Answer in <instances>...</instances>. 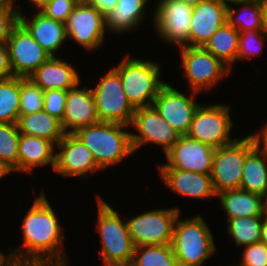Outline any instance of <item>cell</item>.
Instances as JSON below:
<instances>
[{"mask_svg": "<svg viewBox=\"0 0 267 266\" xmlns=\"http://www.w3.org/2000/svg\"><path fill=\"white\" fill-rule=\"evenodd\" d=\"M264 209H265V214H267V192L264 196Z\"/></svg>", "mask_w": 267, "mask_h": 266, "instance_id": "f5cc1de1", "label": "cell"}, {"mask_svg": "<svg viewBox=\"0 0 267 266\" xmlns=\"http://www.w3.org/2000/svg\"><path fill=\"white\" fill-rule=\"evenodd\" d=\"M19 22L50 56H56V52L68 38L64 22L46 17L40 11L35 12L30 19L20 11Z\"/></svg>", "mask_w": 267, "mask_h": 266, "instance_id": "44dd1931", "label": "cell"}, {"mask_svg": "<svg viewBox=\"0 0 267 266\" xmlns=\"http://www.w3.org/2000/svg\"><path fill=\"white\" fill-rule=\"evenodd\" d=\"M227 9L218 0H204L194 6L188 46L203 47L227 23Z\"/></svg>", "mask_w": 267, "mask_h": 266, "instance_id": "d6986e66", "label": "cell"}, {"mask_svg": "<svg viewBox=\"0 0 267 266\" xmlns=\"http://www.w3.org/2000/svg\"><path fill=\"white\" fill-rule=\"evenodd\" d=\"M16 7L0 6V44L7 43L12 29L19 23Z\"/></svg>", "mask_w": 267, "mask_h": 266, "instance_id": "f35d334b", "label": "cell"}, {"mask_svg": "<svg viewBox=\"0 0 267 266\" xmlns=\"http://www.w3.org/2000/svg\"><path fill=\"white\" fill-rule=\"evenodd\" d=\"M8 174H11V172L0 163V179H2L4 176H7Z\"/></svg>", "mask_w": 267, "mask_h": 266, "instance_id": "681fc988", "label": "cell"}, {"mask_svg": "<svg viewBox=\"0 0 267 266\" xmlns=\"http://www.w3.org/2000/svg\"><path fill=\"white\" fill-rule=\"evenodd\" d=\"M185 2L187 5H190L191 7L196 6L198 3L204 1V0H181Z\"/></svg>", "mask_w": 267, "mask_h": 266, "instance_id": "f907efd6", "label": "cell"}, {"mask_svg": "<svg viewBox=\"0 0 267 266\" xmlns=\"http://www.w3.org/2000/svg\"><path fill=\"white\" fill-rule=\"evenodd\" d=\"M214 151L215 148L210 145L181 135L165 153L168 162L160 163L158 169H178L211 175Z\"/></svg>", "mask_w": 267, "mask_h": 266, "instance_id": "2e32d148", "label": "cell"}, {"mask_svg": "<svg viewBox=\"0 0 267 266\" xmlns=\"http://www.w3.org/2000/svg\"><path fill=\"white\" fill-rule=\"evenodd\" d=\"M117 2L118 0H92L90 5L105 16L117 6Z\"/></svg>", "mask_w": 267, "mask_h": 266, "instance_id": "60d3db41", "label": "cell"}, {"mask_svg": "<svg viewBox=\"0 0 267 266\" xmlns=\"http://www.w3.org/2000/svg\"><path fill=\"white\" fill-rule=\"evenodd\" d=\"M263 32L267 36V0H264Z\"/></svg>", "mask_w": 267, "mask_h": 266, "instance_id": "f6af8a7d", "label": "cell"}, {"mask_svg": "<svg viewBox=\"0 0 267 266\" xmlns=\"http://www.w3.org/2000/svg\"><path fill=\"white\" fill-rule=\"evenodd\" d=\"M0 266H11L8 256L4 255L2 252H0Z\"/></svg>", "mask_w": 267, "mask_h": 266, "instance_id": "7dc6e473", "label": "cell"}, {"mask_svg": "<svg viewBox=\"0 0 267 266\" xmlns=\"http://www.w3.org/2000/svg\"><path fill=\"white\" fill-rule=\"evenodd\" d=\"M130 126L138 131L137 134L132 132L130 134L131 145L135 152L145 143H153L162 146L166 153L181 137V134L166 122L153 106L135 109Z\"/></svg>", "mask_w": 267, "mask_h": 266, "instance_id": "7c38bea8", "label": "cell"}, {"mask_svg": "<svg viewBox=\"0 0 267 266\" xmlns=\"http://www.w3.org/2000/svg\"><path fill=\"white\" fill-rule=\"evenodd\" d=\"M56 146L53 170L62 177L86 178L89 172L101 171L92 152L74 134H65Z\"/></svg>", "mask_w": 267, "mask_h": 266, "instance_id": "e0dca14e", "label": "cell"}, {"mask_svg": "<svg viewBox=\"0 0 267 266\" xmlns=\"http://www.w3.org/2000/svg\"><path fill=\"white\" fill-rule=\"evenodd\" d=\"M129 266H178V264L170 244L135 247Z\"/></svg>", "mask_w": 267, "mask_h": 266, "instance_id": "4dcf8cb0", "label": "cell"}, {"mask_svg": "<svg viewBox=\"0 0 267 266\" xmlns=\"http://www.w3.org/2000/svg\"><path fill=\"white\" fill-rule=\"evenodd\" d=\"M22 223L23 246L8 253L11 266H69L62 228L44 191Z\"/></svg>", "mask_w": 267, "mask_h": 266, "instance_id": "6da1fadb", "label": "cell"}, {"mask_svg": "<svg viewBox=\"0 0 267 266\" xmlns=\"http://www.w3.org/2000/svg\"><path fill=\"white\" fill-rule=\"evenodd\" d=\"M126 125L98 122L73 133L93 154L95 162L102 170L120 163L134 153L131 132Z\"/></svg>", "mask_w": 267, "mask_h": 266, "instance_id": "7a4b0ae2", "label": "cell"}, {"mask_svg": "<svg viewBox=\"0 0 267 266\" xmlns=\"http://www.w3.org/2000/svg\"><path fill=\"white\" fill-rule=\"evenodd\" d=\"M159 62L130 58L126 55L113 69L119 74L127 100L134 109L152 106L160 88L166 83L160 79Z\"/></svg>", "mask_w": 267, "mask_h": 266, "instance_id": "3957f363", "label": "cell"}, {"mask_svg": "<svg viewBox=\"0 0 267 266\" xmlns=\"http://www.w3.org/2000/svg\"><path fill=\"white\" fill-rule=\"evenodd\" d=\"M260 242L265 243L267 245V214L263 216Z\"/></svg>", "mask_w": 267, "mask_h": 266, "instance_id": "7bdbcfd3", "label": "cell"}, {"mask_svg": "<svg viewBox=\"0 0 267 266\" xmlns=\"http://www.w3.org/2000/svg\"><path fill=\"white\" fill-rule=\"evenodd\" d=\"M239 36V31L226 23L210 37L203 48L231 69L237 61Z\"/></svg>", "mask_w": 267, "mask_h": 266, "instance_id": "83f0119b", "label": "cell"}, {"mask_svg": "<svg viewBox=\"0 0 267 266\" xmlns=\"http://www.w3.org/2000/svg\"><path fill=\"white\" fill-rule=\"evenodd\" d=\"M20 77L0 80V123L19 120Z\"/></svg>", "mask_w": 267, "mask_h": 266, "instance_id": "f546056e", "label": "cell"}, {"mask_svg": "<svg viewBox=\"0 0 267 266\" xmlns=\"http://www.w3.org/2000/svg\"><path fill=\"white\" fill-rule=\"evenodd\" d=\"M229 105H199L194 113L190 129L186 134L201 143L219 148L234 142L237 138H231L233 121Z\"/></svg>", "mask_w": 267, "mask_h": 266, "instance_id": "9c48e42d", "label": "cell"}, {"mask_svg": "<svg viewBox=\"0 0 267 266\" xmlns=\"http://www.w3.org/2000/svg\"><path fill=\"white\" fill-rule=\"evenodd\" d=\"M75 6L74 0H48L40 12L46 17L65 22Z\"/></svg>", "mask_w": 267, "mask_h": 266, "instance_id": "74e56055", "label": "cell"}, {"mask_svg": "<svg viewBox=\"0 0 267 266\" xmlns=\"http://www.w3.org/2000/svg\"><path fill=\"white\" fill-rule=\"evenodd\" d=\"M197 93L191 90V94L186 96L166 82L160 88L152 106L175 130L181 135H186L194 113L200 105L194 99Z\"/></svg>", "mask_w": 267, "mask_h": 266, "instance_id": "5bb4252c", "label": "cell"}, {"mask_svg": "<svg viewBox=\"0 0 267 266\" xmlns=\"http://www.w3.org/2000/svg\"><path fill=\"white\" fill-rule=\"evenodd\" d=\"M265 41H267V36L263 30H249L240 33L237 61L258 55L265 46Z\"/></svg>", "mask_w": 267, "mask_h": 266, "instance_id": "e575fe53", "label": "cell"}, {"mask_svg": "<svg viewBox=\"0 0 267 266\" xmlns=\"http://www.w3.org/2000/svg\"><path fill=\"white\" fill-rule=\"evenodd\" d=\"M243 251L241 261L237 266H267V245L265 243L257 242L244 246Z\"/></svg>", "mask_w": 267, "mask_h": 266, "instance_id": "8d00e7d4", "label": "cell"}, {"mask_svg": "<svg viewBox=\"0 0 267 266\" xmlns=\"http://www.w3.org/2000/svg\"><path fill=\"white\" fill-rule=\"evenodd\" d=\"M259 145L267 152V123L261 129V131L255 133Z\"/></svg>", "mask_w": 267, "mask_h": 266, "instance_id": "b9f144b4", "label": "cell"}, {"mask_svg": "<svg viewBox=\"0 0 267 266\" xmlns=\"http://www.w3.org/2000/svg\"><path fill=\"white\" fill-rule=\"evenodd\" d=\"M20 135L16 123H0V163L11 173L18 172Z\"/></svg>", "mask_w": 267, "mask_h": 266, "instance_id": "d6a6232c", "label": "cell"}, {"mask_svg": "<svg viewBox=\"0 0 267 266\" xmlns=\"http://www.w3.org/2000/svg\"><path fill=\"white\" fill-rule=\"evenodd\" d=\"M91 91L101 122L130 126L135 109L127 100L119 74L112 67Z\"/></svg>", "mask_w": 267, "mask_h": 266, "instance_id": "ba28073f", "label": "cell"}, {"mask_svg": "<svg viewBox=\"0 0 267 266\" xmlns=\"http://www.w3.org/2000/svg\"><path fill=\"white\" fill-rule=\"evenodd\" d=\"M164 186L182 197L209 199L217 196L210 174L178 169H158Z\"/></svg>", "mask_w": 267, "mask_h": 266, "instance_id": "ffe728a7", "label": "cell"}, {"mask_svg": "<svg viewBox=\"0 0 267 266\" xmlns=\"http://www.w3.org/2000/svg\"><path fill=\"white\" fill-rule=\"evenodd\" d=\"M44 91L30 79L20 77V115H27L43 110Z\"/></svg>", "mask_w": 267, "mask_h": 266, "instance_id": "836d02e7", "label": "cell"}, {"mask_svg": "<svg viewBox=\"0 0 267 266\" xmlns=\"http://www.w3.org/2000/svg\"><path fill=\"white\" fill-rule=\"evenodd\" d=\"M71 63L51 56L27 78L43 91L59 89L68 90L80 84L81 80Z\"/></svg>", "mask_w": 267, "mask_h": 266, "instance_id": "7402d4cb", "label": "cell"}, {"mask_svg": "<svg viewBox=\"0 0 267 266\" xmlns=\"http://www.w3.org/2000/svg\"><path fill=\"white\" fill-rule=\"evenodd\" d=\"M29 1L35 5L37 11H40L48 2V0H29Z\"/></svg>", "mask_w": 267, "mask_h": 266, "instance_id": "bcb514c9", "label": "cell"}, {"mask_svg": "<svg viewBox=\"0 0 267 266\" xmlns=\"http://www.w3.org/2000/svg\"><path fill=\"white\" fill-rule=\"evenodd\" d=\"M67 100V90L44 91L43 110L62 121Z\"/></svg>", "mask_w": 267, "mask_h": 266, "instance_id": "d590c367", "label": "cell"}, {"mask_svg": "<svg viewBox=\"0 0 267 266\" xmlns=\"http://www.w3.org/2000/svg\"><path fill=\"white\" fill-rule=\"evenodd\" d=\"M64 25L67 37L88 51L97 49L104 42V15L90 4H76Z\"/></svg>", "mask_w": 267, "mask_h": 266, "instance_id": "9a60e30c", "label": "cell"}, {"mask_svg": "<svg viewBox=\"0 0 267 266\" xmlns=\"http://www.w3.org/2000/svg\"><path fill=\"white\" fill-rule=\"evenodd\" d=\"M148 3L149 0H118L117 6L104 16L106 30L114 33L135 30L144 19Z\"/></svg>", "mask_w": 267, "mask_h": 266, "instance_id": "d4e9b609", "label": "cell"}, {"mask_svg": "<svg viewBox=\"0 0 267 266\" xmlns=\"http://www.w3.org/2000/svg\"><path fill=\"white\" fill-rule=\"evenodd\" d=\"M267 152L258 144L244 161L240 189L262 197L267 192Z\"/></svg>", "mask_w": 267, "mask_h": 266, "instance_id": "4316f807", "label": "cell"}, {"mask_svg": "<svg viewBox=\"0 0 267 266\" xmlns=\"http://www.w3.org/2000/svg\"><path fill=\"white\" fill-rule=\"evenodd\" d=\"M56 144L50 140L21 134L18 147V172L32 173L35 167L55 166Z\"/></svg>", "mask_w": 267, "mask_h": 266, "instance_id": "603a6c76", "label": "cell"}, {"mask_svg": "<svg viewBox=\"0 0 267 266\" xmlns=\"http://www.w3.org/2000/svg\"><path fill=\"white\" fill-rule=\"evenodd\" d=\"M223 6L225 7H230V3L231 4H240V3H244V2H248V1H251V0H218Z\"/></svg>", "mask_w": 267, "mask_h": 266, "instance_id": "ee69618b", "label": "cell"}, {"mask_svg": "<svg viewBox=\"0 0 267 266\" xmlns=\"http://www.w3.org/2000/svg\"><path fill=\"white\" fill-rule=\"evenodd\" d=\"M20 134L50 140L57 144L66 134L61 121L44 110L19 115L17 122Z\"/></svg>", "mask_w": 267, "mask_h": 266, "instance_id": "484cf974", "label": "cell"}, {"mask_svg": "<svg viewBox=\"0 0 267 266\" xmlns=\"http://www.w3.org/2000/svg\"><path fill=\"white\" fill-rule=\"evenodd\" d=\"M227 222V231L237 246L260 242L263 217H236Z\"/></svg>", "mask_w": 267, "mask_h": 266, "instance_id": "1f68e13d", "label": "cell"}, {"mask_svg": "<svg viewBox=\"0 0 267 266\" xmlns=\"http://www.w3.org/2000/svg\"><path fill=\"white\" fill-rule=\"evenodd\" d=\"M179 208L154 209L144 211L128 219V232L134 247L149 245H170Z\"/></svg>", "mask_w": 267, "mask_h": 266, "instance_id": "52a82bcc", "label": "cell"}, {"mask_svg": "<svg viewBox=\"0 0 267 266\" xmlns=\"http://www.w3.org/2000/svg\"><path fill=\"white\" fill-rule=\"evenodd\" d=\"M237 5H241L240 12L231 6L227 9V23L230 26L237 29L239 33L263 30L264 0H251Z\"/></svg>", "mask_w": 267, "mask_h": 266, "instance_id": "f1b7e54d", "label": "cell"}, {"mask_svg": "<svg viewBox=\"0 0 267 266\" xmlns=\"http://www.w3.org/2000/svg\"><path fill=\"white\" fill-rule=\"evenodd\" d=\"M98 222L96 229L101 237L100 258L104 266H129L134 245L128 232L127 222L121 219L104 199L97 196Z\"/></svg>", "mask_w": 267, "mask_h": 266, "instance_id": "277c9868", "label": "cell"}, {"mask_svg": "<svg viewBox=\"0 0 267 266\" xmlns=\"http://www.w3.org/2000/svg\"><path fill=\"white\" fill-rule=\"evenodd\" d=\"M154 10L153 26L160 38L174 46H188L193 7L181 0H160Z\"/></svg>", "mask_w": 267, "mask_h": 266, "instance_id": "8fae6325", "label": "cell"}, {"mask_svg": "<svg viewBox=\"0 0 267 266\" xmlns=\"http://www.w3.org/2000/svg\"><path fill=\"white\" fill-rule=\"evenodd\" d=\"M76 4H90L92 0H74Z\"/></svg>", "mask_w": 267, "mask_h": 266, "instance_id": "816d5d0a", "label": "cell"}, {"mask_svg": "<svg viewBox=\"0 0 267 266\" xmlns=\"http://www.w3.org/2000/svg\"><path fill=\"white\" fill-rule=\"evenodd\" d=\"M257 137L249 134L243 139L215 148L211 179L216 194L240 189L246 156L258 145Z\"/></svg>", "mask_w": 267, "mask_h": 266, "instance_id": "8992f818", "label": "cell"}, {"mask_svg": "<svg viewBox=\"0 0 267 266\" xmlns=\"http://www.w3.org/2000/svg\"><path fill=\"white\" fill-rule=\"evenodd\" d=\"M176 219L172 249L178 266H202L215 253L212 232L201 215Z\"/></svg>", "mask_w": 267, "mask_h": 266, "instance_id": "5b68a950", "label": "cell"}, {"mask_svg": "<svg viewBox=\"0 0 267 266\" xmlns=\"http://www.w3.org/2000/svg\"><path fill=\"white\" fill-rule=\"evenodd\" d=\"M15 0H0V6L16 7L14 4Z\"/></svg>", "mask_w": 267, "mask_h": 266, "instance_id": "c3c4849f", "label": "cell"}, {"mask_svg": "<svg viewBox=\"0 0 267 266\" xmlns=\"http://www.w3.org/2000/svg\"><path fill=\"white\" fill-rule=\"evenodd\" d=\"M179 48L190 91L198 93L208 91L232 70L203 47L182 46Z\"/></svg>", "mask_w": 267, "mask_h": 266, "instance_id": "30bf717a", "label": "cell"}, {"mask_svg": "<svg viewBox=\"0 0 267 266\" xmlns=\"http://www.w3.org/2000/svg\"><path fill=\"white\" fill-rule=\"evenodd\" d=\"M6 44L13 76L27 78L51 57L20 22Z\"/></svg>", "mask_w": 267, "mask_h": 266, "instance_id": "4fadbf2b", "label": "cell"}, {"mask_svg": "<svg viewBox=\"0 0 267 266\" xmlns=\"http://www.w3.org/2000/svg\"><path fill=\"white\" fill-rule=\"evenodd\" d=\"M14 77L9 60L7 44H0V80Z\"/></svg>", "mask_w": 267, "mask_h": 266, "instance_id": "ab89813d", "label": "cell"}, {"mask_svg": "<svg viewBox=\"0 0 267 266\" xmlns=\"http://www.w3.org/2000/svg\"><path fill=\"white\" fill-rule=\"evenodd\" d=\"M221 202L227 221L236 217H263L264 197L243 189L220 192L216 196Z\"/></svg>", "mask_w": 267, "mask_h": 266, "instance_id": "cb8c5ba5", "label": "cell"}, {"mask_svg": "<svg viewBox=\"0 0 267 266\" xmlns=\"http://www.w3.org/2000/svg\"><path fill=\"white\" fill-rule=\"evenodd\" d=\"M76 87L67 90L64 116L61 121L66 134L100 122L91 87Z\"/></svg>", "mask_w": 267, "mask_h": 266, "instance_id": "ac0fdd59", "label": "cell"}]
</instances>
